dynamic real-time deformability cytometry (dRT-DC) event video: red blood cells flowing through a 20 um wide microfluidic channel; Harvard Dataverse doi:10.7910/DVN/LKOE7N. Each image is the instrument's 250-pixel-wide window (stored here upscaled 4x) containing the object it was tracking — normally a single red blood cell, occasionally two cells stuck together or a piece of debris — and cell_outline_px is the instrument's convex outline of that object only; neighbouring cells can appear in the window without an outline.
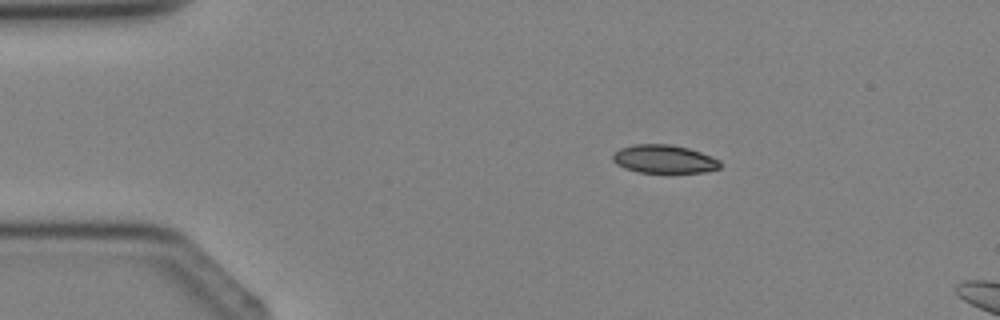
{"species": "Egyptian fruit bat (a non-hibernating species)", "species_latin": "Rousettus aegyptiacus", "temperature_condition": "cold", "stored_images_in_passage": 3, "camera_frame_rate_fps": 3000, "um_per_image_px": 0.085, "animal": {"sex": "female"}, "frame": {"image": 1, "passage_image": 1, "time_ms": 0.0, "image_size_px": [1000, 320], "cell_outline_px": [[720, 168], [704, 172], [640, 172], [624, 168], [616, 164], [612, 160], [612, 156], [620, 148], [632, 144], [672, 144], [688, 148], [700, 152], [720, 160]], "centroid_in_image_um": [56.43, 13.51], "position_along_channel_um": 28.6, "area_um2": 17.63}}